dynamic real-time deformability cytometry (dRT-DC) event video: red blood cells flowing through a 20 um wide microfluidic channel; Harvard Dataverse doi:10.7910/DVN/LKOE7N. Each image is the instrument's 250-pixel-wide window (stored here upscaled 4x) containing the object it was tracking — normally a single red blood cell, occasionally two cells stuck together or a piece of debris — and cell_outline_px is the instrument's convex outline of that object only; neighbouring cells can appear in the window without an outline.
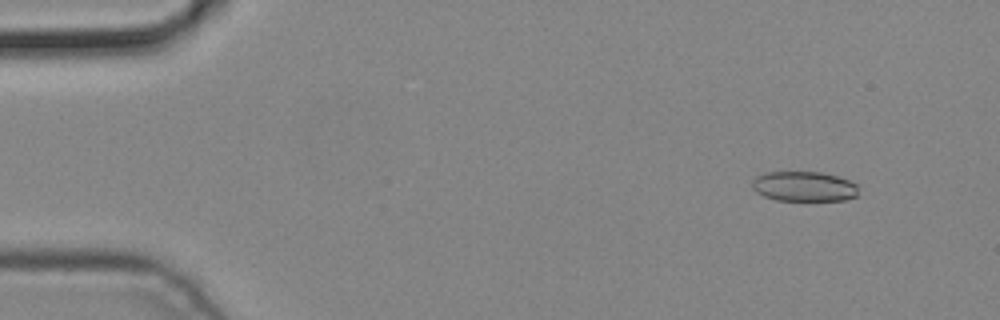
{"species": "common noctule bat (a hibernating species)", "species_latin": "Nyctalus noctula", "temperature_condition": "cold", "stored_images_in_passage": 7, "camera_frame_rate_fps": 3000, "um_per_image_px": 0.085, "animal": {"sex": "male", "body_mass_g": 19.2, "forearm_length_mm": 51.8}, "frame": {"image": 1, "passage_image": 2, "time_ms": 0.333, "image_size_px": [1000, 320], "cell_outline_px": [[856, 196], [844, 200], [776, 200], [764, 196], [756, 192], [752, 188], [752, 180], [756, 176], [764, 172], [820, 172], [836, 176], [848, 180], [856, 184]], "centroid_in_image_um": [68.28, 15.84], "position_along_channel_um": 16.7, "area_um2": 18.44}}
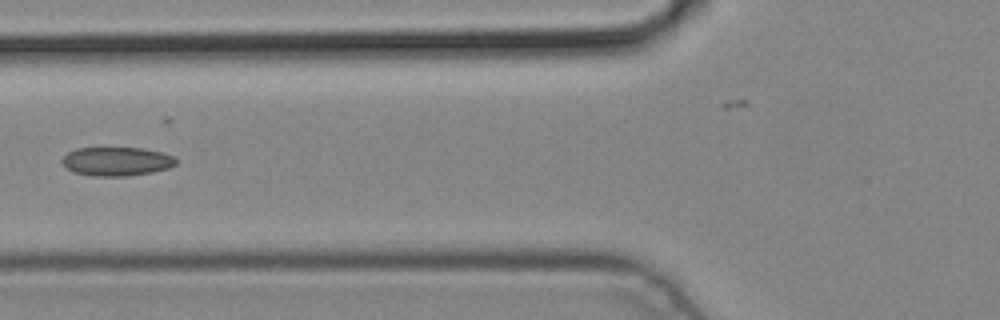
{"frame": {"image": 2, "passage_image": 6, "time_ms": 1.667, "image_size_px": [1000, 320], "cell_outline_px": [[176, 164], [168, 168], [152, 172], [128, 176], [92, 176], [76, 172], [68, 168], [60, 160], [68, 152], [76, 148], [144, 148], [160, 152], [172, 156], [176, 160]], "centroid_in_image_um": [9.91, 13.72], "position_along_channel_um": 115.9, "area_um2": 18.96}}
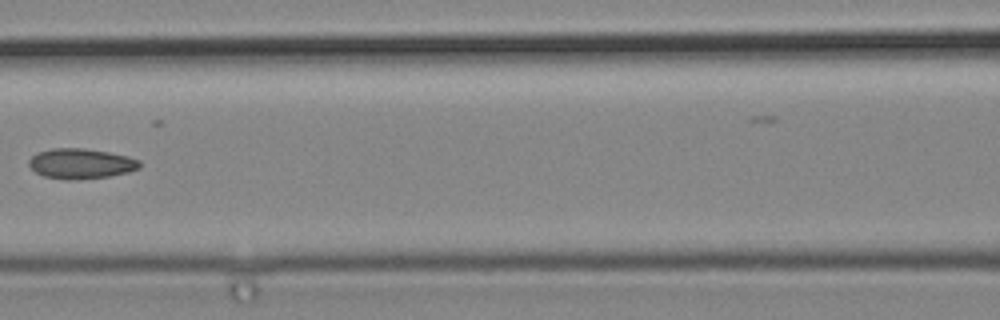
{"frame": {"image": 3, "passage_image": 7, "time_ms": 2.0, "image_size_px": [1000, 320], "cell_outline_px": [[140, 168], [128, 172], [108, 176], [72, 180], [64, 180], [44, 176], [36, 172], [28, 164], [28, 160], [36, 152], [52, 148], [84, 148], [108, 152], [128, 156], [140, 160]], "centroid_in_image_um": [6.86, 13.9], "position_along_channel_um": 159.7, "area_um2": 19.54}}